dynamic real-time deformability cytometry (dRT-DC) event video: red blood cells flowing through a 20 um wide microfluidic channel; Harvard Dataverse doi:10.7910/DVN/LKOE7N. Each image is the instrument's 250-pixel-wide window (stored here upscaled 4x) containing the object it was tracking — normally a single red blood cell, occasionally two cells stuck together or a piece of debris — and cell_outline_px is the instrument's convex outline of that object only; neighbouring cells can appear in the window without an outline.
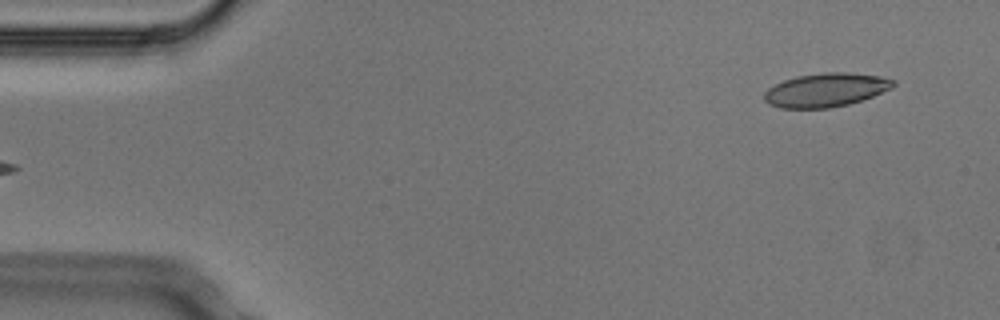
{"species": "Egyptian fruit bat (a non-hibernating species)", "species_latin": "Rousettus aegyptiacus", "temperature_condition": "cold", "stored_images_in_passage": 6, "camera_frame_rate_fps": 3000, "um_per_image_px": 0.085, "animal": {"sex": "male"}, "frame": {"image": 1, "passage_image": 6, "time_ms": 1.667, "image_size_px": [1000, 320], "cell_outline_px": [[896, 84], [892, 88], [872, 96], [848, 104], [828, 108], [780, 108], [768, 104], [764, 100], [764, 92], [768, 88], [784, 80], [796, 76], [824, 72], [848, 72], [880, 76], [896, 80]], "centroid_in_image_um": [70.19, 7.64], "position_along_channel_um": 14.8, "area_um2": 25.37}}